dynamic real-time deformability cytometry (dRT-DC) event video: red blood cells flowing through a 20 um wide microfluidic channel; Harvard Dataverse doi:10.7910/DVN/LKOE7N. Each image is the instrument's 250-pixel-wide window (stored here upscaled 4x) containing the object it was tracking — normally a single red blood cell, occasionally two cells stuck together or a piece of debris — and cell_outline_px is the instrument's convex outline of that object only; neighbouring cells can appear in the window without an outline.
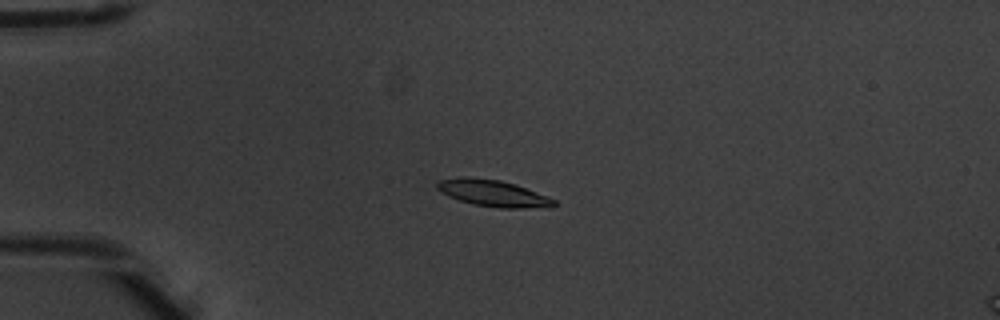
{"species": "common noctule bat (a hibernating species)", "species_latin": "Nyctalus noctula", "temperature_condition": "warm", "stored_images_in_passage": 7, "camera_frame_rate_fps": 3000, "um_per_image_px": 0.085, "animal": {"sex": "male", "body_mass_g": 20.1, "forearm_length_mm": 53.5}, "frame": {"image": 1, "passage_image": 3, "time_ms": 0.667, "image_size_px": [1000, 320], "cell_outline_px": [[556, 204], [552, 208], [500, 208], [472, 204], [448, 196], [440, 192], [436, 188], [436, 184], [440, 180], [460, 176], [468, 176], [500, 180], [516, 184], [548, 196], [556, 200]], "centroid_in_image_um": [41.93, 16.42], "position_along_channel_um": 43.1, "area_um2": 18.44}}
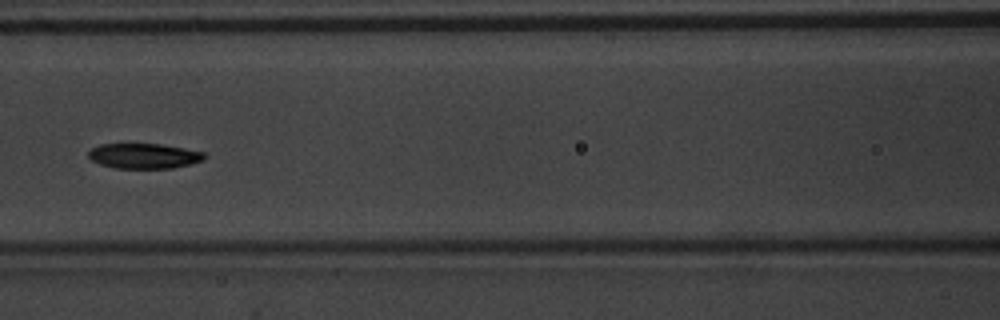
{"frame": {"image": 2, "passage_image": 6, "time_ms": 1.667, "image_size_px": [1000, 320], "cell_outline_px": [[208, 156], [204, 160], [172, 168], [116, 168], [100, 164], [92, 160], [88, 156], [88, 152], [92, 148], [100, 144], [160, 144], [184, 148], [204, 152]], "centroid_in_image_um": [12.25, 13.25], "position_along_channel_um": 154.3, "area_um2": 16.94}}